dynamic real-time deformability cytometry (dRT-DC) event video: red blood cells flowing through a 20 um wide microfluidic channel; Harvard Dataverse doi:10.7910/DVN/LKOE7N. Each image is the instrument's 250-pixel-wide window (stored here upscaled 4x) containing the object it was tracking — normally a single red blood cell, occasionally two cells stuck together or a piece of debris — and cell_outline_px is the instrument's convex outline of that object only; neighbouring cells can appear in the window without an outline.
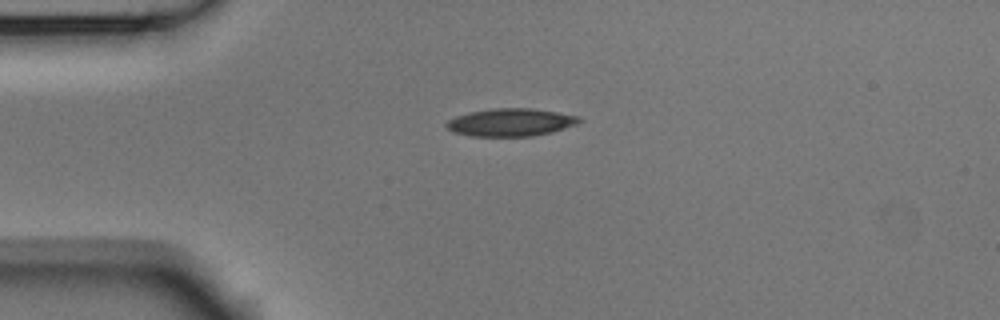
{"species": "Egyptian fruit bat (a non-hibernating species)", "species_latin": "Rousettus aegyptiacus", "temperature_condition": "room temperature", "stored_images_in_passage": 2, "camera_frame_rate_fps": 3000, "um_per_image_px": 0.085, "animal": {"sex": "male"}, "frame": {"image": 1, "passage_image": 1, "time_ms": 0.0, "image_size_px": [1000, 320], "cell_outline_px": [[584, 120], [576, 124], [552, 132], [532, 136], [472, 136], [452, 132], [444, 124], [448, 120], [456, 116], [468, 112], [492, 108], [532, 108], [580, 116]], "centroid_in_image_um": [43.4, 10.39], "position_along_channel_um": 41.6, "area_um2": 21.56}}